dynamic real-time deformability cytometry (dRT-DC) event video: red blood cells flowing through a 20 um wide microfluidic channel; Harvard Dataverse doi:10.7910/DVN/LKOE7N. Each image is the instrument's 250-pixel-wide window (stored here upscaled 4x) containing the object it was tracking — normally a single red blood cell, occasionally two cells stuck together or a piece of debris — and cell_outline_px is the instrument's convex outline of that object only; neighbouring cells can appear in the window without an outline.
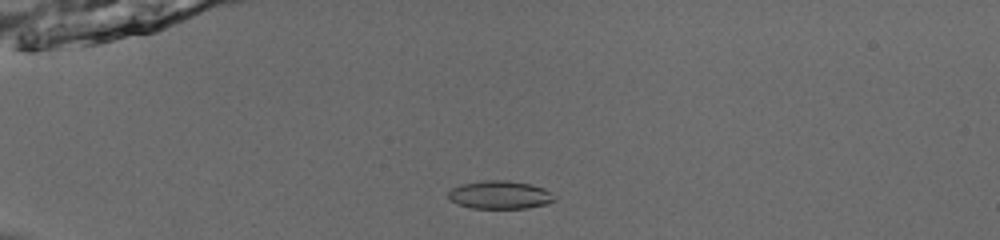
{"species": "common noctule bat (a hibernating species)", "species_latin": "Nyctalus noctula", "temperature_condition": "room temperature", "stored_images_in_passage": 54, "camera_frame_rate_fps": 3000, "um_per_image_px": 0.085, "animal": {"sex": "male", "body_mass_g": 13.0, "forearm_length_mm": 53.1}, "frame": {"image": 1, "passage_image": 16, "time_ms": 5.0, "image_size_px": [1000, 240], "cell_outline_px": [[556, 200], [548, 204], [528, 208], [472, 208], [456, 204], [448, 196], [448, 192], [452, 188], [460, 184], [484, 180], [508, 180], [532, 184], [544, 188], [556, 196]], "centroid_in_image_um": [42.52, 16.56], "position_along_channel_um": 42.5, "area_um2": 17.63}}
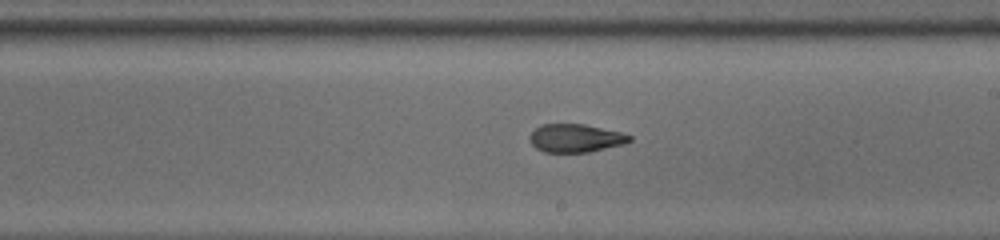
{"frame": {"image": 2, "passage_image": 34, "time_ms": 11.0, "image_size_px": [1000, 240], "cell_outline_px": [[632, 140], [624, 144], [588, 152], [544, 152], [536, 148], [528, 140], [528, 136], [540, 124], [584, 124], [620, 132], [632, 136]], "centroid_in_image_um": [48.89, 11.74], "position_along_channel_um": 240.1, "area_um2": 16.42}}
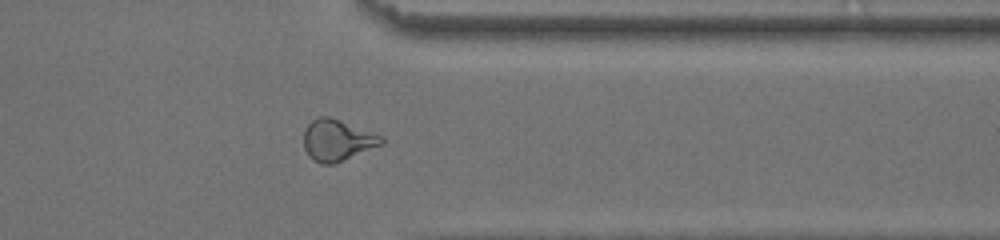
{"frame": {"image": 3, "passage_image": 45, "time_ms": 14.667, "image_size_px": [1000, 240], "cell_outline_px": [[384, 144], [332, 164], [320, 164], [312, 160], [308, 156], [304, 148], [304, 132], [308, 124], [312, 120], [320, 116], [328, 116], [340, 120], [384, 136]], "centroid_in_image_um": [28.67, 11.92], "position_along_channel_um": 382.7, "area_um2": 18.73}, "authors_computed_cell_mechanics": {"area_um2": 18.0047, "velocity_mm_per_s": 3.9245, "shape_relaxation_time_tau1_ms": null, "shape_relaxation_time_tau2_ms": 1.3914, "deformation_change_tau1": null, "deformation_change_tau2": 0.084}}